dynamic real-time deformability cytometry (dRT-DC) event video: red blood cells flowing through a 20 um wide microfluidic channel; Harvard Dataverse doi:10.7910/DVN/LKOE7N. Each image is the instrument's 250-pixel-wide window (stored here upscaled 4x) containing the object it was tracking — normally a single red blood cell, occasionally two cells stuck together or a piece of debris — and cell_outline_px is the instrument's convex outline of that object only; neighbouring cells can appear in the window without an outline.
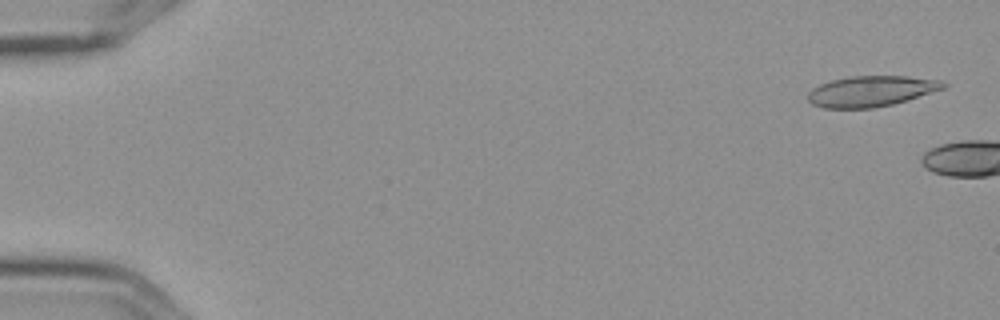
{"species": "Egyptian fruit bat (a non-hibernating species)", "species_latin": "Rousettus aegyptiacus", "temperature_condition": "cold", "stored_images_in_passage": 2, "camera_frame_rate_fps": 3000, "um_per_image_px": 0.085, "frame": {"image": 1, "passage_image": 1, "time_ms": 0.0, "image_size_px": [1000, 320], "cell_outline_px": [[948, 84], [944, 88], [908, 100], [892, 104], [872, 108], [824, 108], [812, 104], [808, 100], [808, 92], [812, 88], [820, 84], [832, 80], [852, 76], [908, 76], [944, 80]], "centroid_in_image_um": [74.07, 7.74], "position_along_channel_um": 10.9, "area_um2": 24.28}}